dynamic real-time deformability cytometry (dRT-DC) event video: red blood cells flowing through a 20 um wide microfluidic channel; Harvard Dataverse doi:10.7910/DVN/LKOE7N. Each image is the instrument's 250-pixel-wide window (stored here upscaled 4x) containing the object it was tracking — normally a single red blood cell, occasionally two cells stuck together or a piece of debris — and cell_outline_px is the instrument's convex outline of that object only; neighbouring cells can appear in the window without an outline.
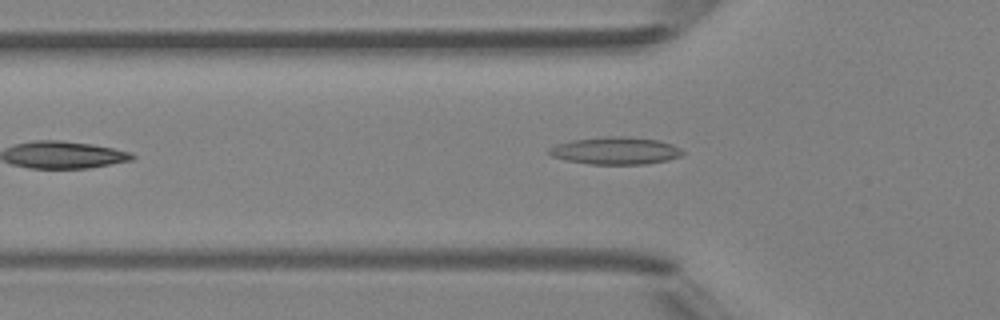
{"species": "Egyptian fruit bat (a non-hibernating species)", "species_latin": "Rousettus aegyptiacus", "temperature_condition": "room temperature", "stored_images_in_passage": 5, "camera_frame_rate_fps": 3000, "um_per_image_px": 0.085, "animal": {"sex": "female"}, "frame": {"image": 1, "passage_image": 5, "time_ms": 4.667, "image_size_px": [1000, 320], "cell_outline_px": [[684, 152], [680, 156], [668, 160], [644, 164], [592, 164], [564, 160], [552, 156], [548, 152], [548, 148], [556, 144], [572, 140], [604, 136], [628, 136], [660, 140], [672, 144], [680, 148]], "centroid_in_image_um": [52.31, 12.8], "position_along_channel_um": 73.5, "area_um2": 21.44}}